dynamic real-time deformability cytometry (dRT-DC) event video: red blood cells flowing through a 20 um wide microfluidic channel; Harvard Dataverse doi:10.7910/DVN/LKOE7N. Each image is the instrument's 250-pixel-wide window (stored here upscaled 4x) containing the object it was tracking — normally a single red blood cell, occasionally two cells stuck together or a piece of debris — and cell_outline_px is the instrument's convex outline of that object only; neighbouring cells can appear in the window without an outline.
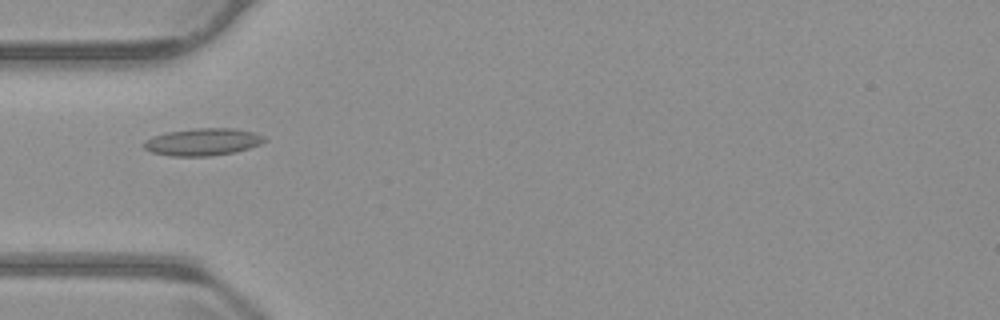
{"species": "common noctule bat (a hibernating species)", "species_latin": "Nyctalus noctula", "temperature_condition": "warm", "stored_images_in_passage": 56, "camera_frame_rate_fps": 3000, "um_per_image_px": 0.085, "animal": {"sex": "male", "body_mass_g": 23.1, "forearm_length_mm": 52.7}, "frame": {"image": 1, "passage_image": 18, "time_ms": 5.667, "image_size_px": [1000, 320], "cell_outline_px": [[268, 140], [260, 144], [248, 148], [232, 152], [208, 156], [172, 156], [152, 152], [144, 148], [144, 140], [152, 136], [168, 132], [196, 128], [236, 128], [252, 132], [264, 136]], "centroid_in_image_um": [17.23, 12.05], "position_along_channel_um": 67.8, "area_um2": 19.02}}
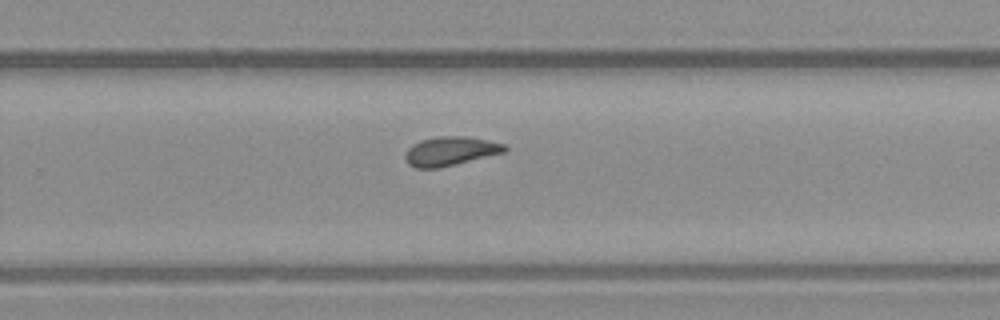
{"frame": {"image": 2, "passage_image": 36, "time_ms": 11.667, "image_size_px": [1000, 320], "cell_outline_px": [[508, 152], [440, 168], [416, 168], [408, 164], [404, 156], [408, 148], [412, 144], [420, 140], [440, 136], [468, 136], [488, 140], [504, 144], [508, 148]], "centroid_in_image_um": [38.32, 12.85], "position_along_channel_um": 291.5, "area_um2": 17.11}}
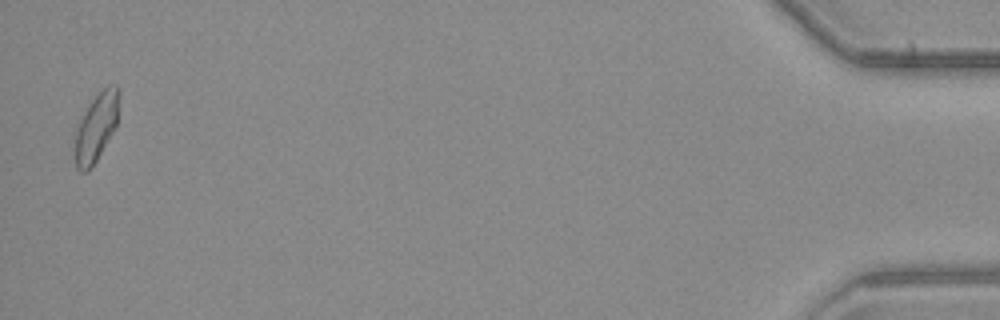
{"frame": {"image": 3, "passage_image": 55, "time_ms": 18.0, "image_size_px": [1000, 320], "cell_outline_px": [[120, 96], [116, 128], [96, 160], [88, 172], [80, 172], [76, 168], [76, 128], [88, 104], [100, 88], [108, 84], [116, 84], [120, 88]], "centroid_in_image_um": [8.23, 10.72], "position_along_channel_um": 427.0, "area_um2": 17.8}, "authors_computed_cell_mechanics": {"area_um2": 17.0221, "velocity_mm_per_s": 3.7193, "shape_relaxation_time_tau1_ms": null, "shape_relaxation_time_tau2_ms": 4.4888, "deformation_change_tau1": null, "deformation_change_tau2": 0.1083}}